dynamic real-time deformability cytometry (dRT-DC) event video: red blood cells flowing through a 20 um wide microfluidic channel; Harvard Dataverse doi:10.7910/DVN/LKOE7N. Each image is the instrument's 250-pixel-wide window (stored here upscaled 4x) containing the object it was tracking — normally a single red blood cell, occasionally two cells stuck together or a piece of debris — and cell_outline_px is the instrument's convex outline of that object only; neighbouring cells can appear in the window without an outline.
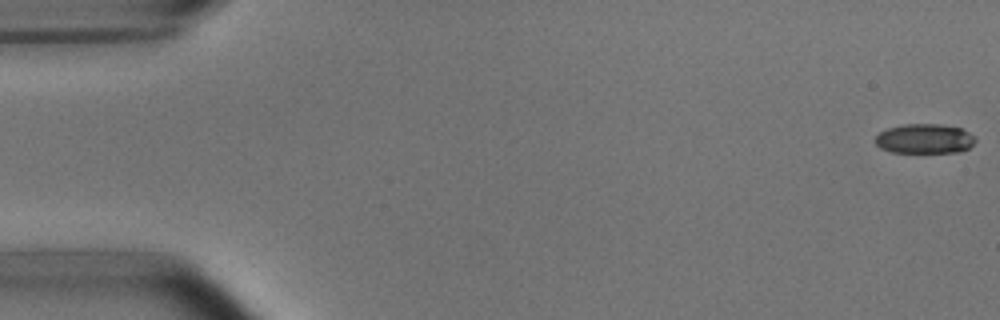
{"species": "common noctule bat (a hibernating species)", "species_latin": "Nyctalus noctula", "temperature_condition": "room temperature", "stored_images_in_passage": 53, "camera_frame_rate_fps": 3000, "um_per_image_px": 0.085, "animal": {"sex": "male", "body_mass_g": 15.6}, "frame": {"image": 1, "passage_image": 1, "time_ms": 0.0, "image_size_px": [1000, 320], "cell_outline_px": [[976, 140], [968, 148], [960, 152], [892, 152], [880, 148], [876, 144], [876, 136], [880, 132], [888, 128], [904, 124], [940, 124], [960, 128], [976, 136]], "centroid_in_image_um": [78.6, 11.79], "position_along_channel_um": 6.4, "area_um2": 17.22}}
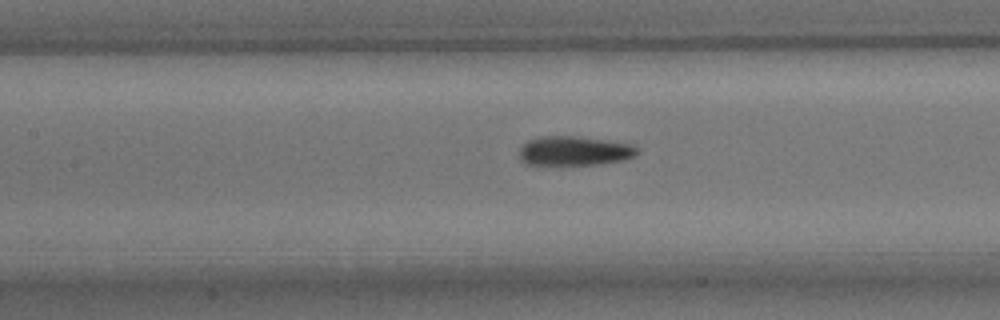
{"frame": {"image": 2, "passage_image": 24, "time_ms": 7.667, "image_size_px": [1000, 320], "cell_outline_px": [[640, 152], [636, 156], [624, 160], [600, 164], [524, 164], [520, 160], [520, 148], [528, 140], [540, 136], [572, 136], [604, 140], [632, 144], [640, 148]], "centroid_in_image_um": [48.86, 12.82], "position_along_channel_um": 158.5, "area_um2": 20.17}}
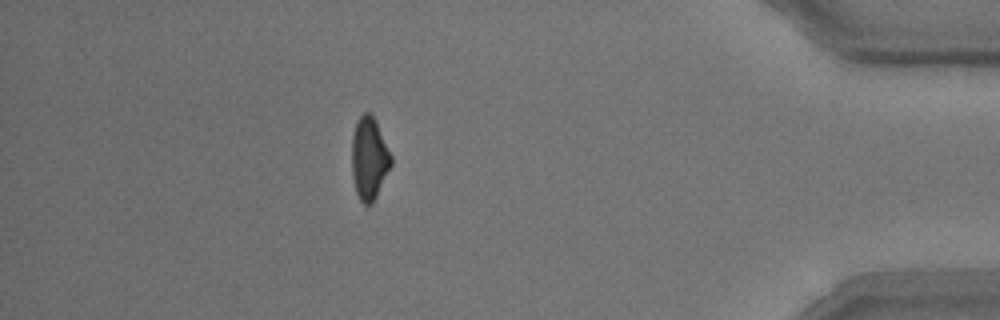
{"frame": {"image": 3, "passage_image": 47, "time_ms": 15.333, "image_size_px": [1000, 320], "cell_outline_px": [[392, 164], [372, 204], [364, 204], [360, 200], [356, 192], [352, 176], [352, 136], [356, 124], [360, 116], [364, 112], [368, 112], [376, 120], [392, 156]], "centroid_in_image_um": [31.38, 13.46], "position_along_channel_um": 403.8, "area_um2": 18.79}, "authors_computed_cell_mechanics": {"area_um2": 19.5942, "velocity_mm_per_s": 3.7986, "shape_relaxation_time_tau1_ms": 4.6664, "shape_relaxation_time_tau2_ms": 2.8157, "deformation_change_tau1": 0.1605, "deformation_change_tau2": 0.0943}}